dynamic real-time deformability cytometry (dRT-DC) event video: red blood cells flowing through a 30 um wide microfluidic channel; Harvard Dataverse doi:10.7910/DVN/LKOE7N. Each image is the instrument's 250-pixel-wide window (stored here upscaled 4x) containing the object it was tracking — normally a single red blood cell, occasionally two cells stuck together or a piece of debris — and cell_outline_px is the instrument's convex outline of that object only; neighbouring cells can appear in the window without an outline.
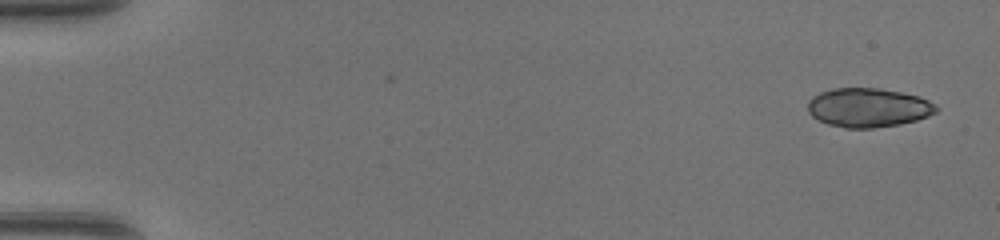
{"species": "common noctule bat (a hibernating species)", "species_latin": "Nyctalus noctula", "temperature_condition": "warm", "stored_images_in_passage": 10, "camera_frame_rate_fps": 3000, "um_per_image_px": 0.085, "animal": {"sex": "female", "body_mass_g": 17.0, "forearm_length_mm": 48.0}, "frame": {"image": 1, "passage_image": 1, "time_ms": 0.0, "image_size_px": [1000, 240], "cell_outline_px": [[940, 108], [936, 112], [928, 116], [916, 120], [900, 124], [872, 128], [844, 128], [828, 124], [812, 116], [808, 112], [808, 100], [812, 96], [820, 92], [832, 88], [880, 88], [920, 96], [936, 104]], "centroid_in_image_um": [73.81, 9.14], "position_along_channel_um": 11.2, "area_um2": 29.42}}